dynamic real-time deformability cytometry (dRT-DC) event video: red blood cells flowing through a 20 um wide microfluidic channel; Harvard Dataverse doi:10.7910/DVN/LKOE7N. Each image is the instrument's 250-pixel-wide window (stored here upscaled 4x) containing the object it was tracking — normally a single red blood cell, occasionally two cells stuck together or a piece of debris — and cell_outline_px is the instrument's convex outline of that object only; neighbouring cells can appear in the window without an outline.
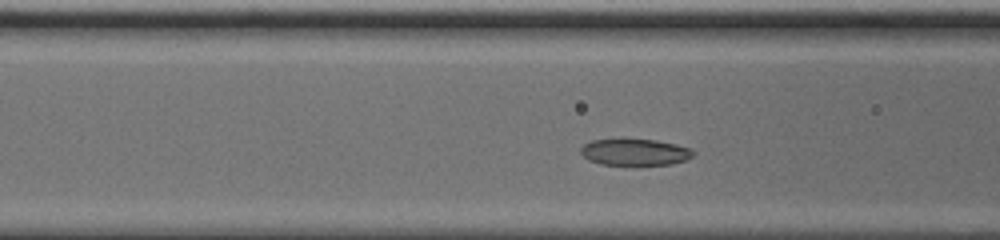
{"species": "common noctule bat (a hibernating species)", "species_latin": "Nyctalus noctula", "temperature_condition": "cold", "stored_images_in_passage": 37, "camera_frame_rate_fps": 3000, "um_per_image_px": 0.085, "animal": {"sex": "male", "body_mass_g": 20.0, "forearm_length_mm": 53.3}, "frame": {"image": 1, "passage_image": 12, "time_ms": 3.667, "image_size_px": [1000, 240], "cell_outline_px": [[696, 152], [688, 160], [672, 164], [600, 164], [588, 160], [580, 152], [580, 148], [584, 144], [592, 140], [656, 140], [676, 144], [692, 148]], "centroid_in_image_um": [54.01, 12.93], "position_along_channel_um": 112.6, "area_um2": 17.22}}
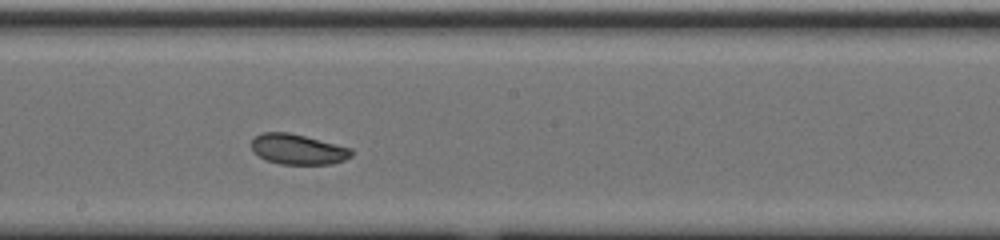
{"frame": {"image": 2, "passage_image": 21, "time_ms": 6.667, "image_size_px": [1000, 240], "cell_outline_px": [[352, 156], [344, 160], [332, 164], [280, 164], [264, 160], [252, 148], [252, 140], [256, 136], [264, 132], [288, 132], [352, 148]], "centroid_in_image_um": [25.34, 12.7], "position_along_channel_um": 222.9, "area_um2": 17.51}}
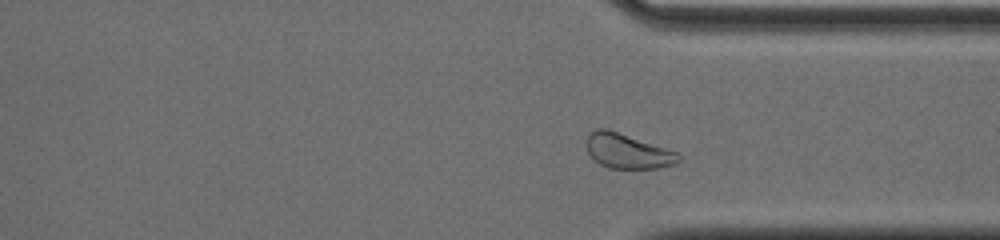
{"frame": {"image": 3, "passage_image": 32, "time_ms": 10.333, "image_size_px": [1000, 240], "cell_outline_px": [[684, 156], [676, 164], [660, 168], [608, 168], [592, 160], [588, 152], [588, 136], [596, 128], [608, 128], [680, 152]], "centroid_in_image_um": [53.42, 12.85], "position_along_channel_um": 358.0, "area_um2": 19.02}, "authors_computed_cell_mechanics": {"area_um2": 18.3804, "velocity_mm_per_s": 3.6827, "shape_relaxation_time_tau1_ms": 3.8061, "shape_relaxation_time_tau2_ms": 2.7696, "deformation_change_tau1": 0.1058, "deformation_change_tau2": 0.0643}}